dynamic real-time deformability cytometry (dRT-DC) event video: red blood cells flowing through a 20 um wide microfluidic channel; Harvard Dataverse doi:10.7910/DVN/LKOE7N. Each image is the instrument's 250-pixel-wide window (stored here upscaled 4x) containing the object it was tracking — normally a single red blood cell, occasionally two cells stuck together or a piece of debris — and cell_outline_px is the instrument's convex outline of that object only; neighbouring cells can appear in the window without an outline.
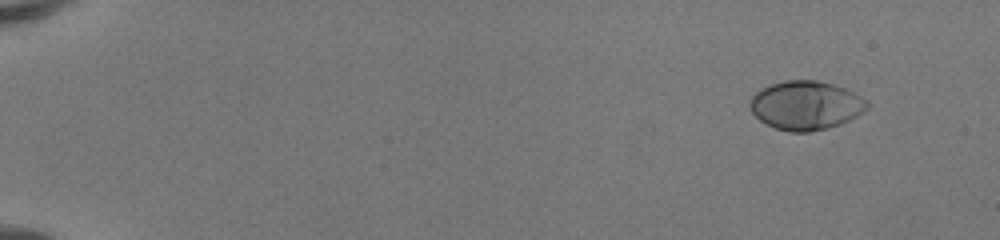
{"species": "human", "species_latin": "Homo sapiens", "temperature_condition": "room temperature", "stored_images_in_passage": 48, "camera_frame_rate_fps": 3000, "um_per_image_px": 0.085, "donor": {"sex": "female"}, "frame": {"image": 1, "passage_image": 1, "time_ms": 0.0, "image_size_px": [1000, 240], "cell_outline_px": [[868, 108], [856, 116], [840, 124], [828, 128], [808, 132], [788, 132], [776, 128], [760, 120], [752, 112], [748, 104], [752, 96], [760, 88], [784, 80], [816, 80], [832, 84], [844, 88], [860, 96], [868, 104]], "centroid_in_image_um": [68.46, 8.95], "position_along_channel_um": 16.5, "area_um2": 33.18}}
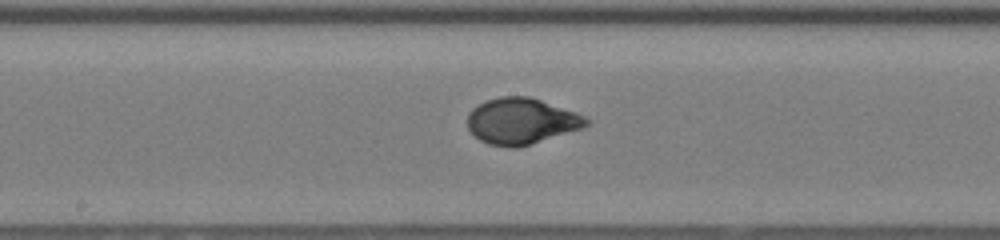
{"frame": {"image": 2, "passage_image": 26, "time_ms": 8.333, "image_size_px": [1000, 240], "cell_outline_px": [[588, 124], [584, 128], [532, 144], [516, 148], [508, 148], [488, 144], [480, 140], [468, 128], [468, 112], [472, 108], [488, 100], [500, 96], [528, 96], [576, 112], [584, 116], [588, 120]], "centroid_in_image_um": [44.32, 10.31], "position_along_channel_um": 203.9, "area_um2": 31.91}}
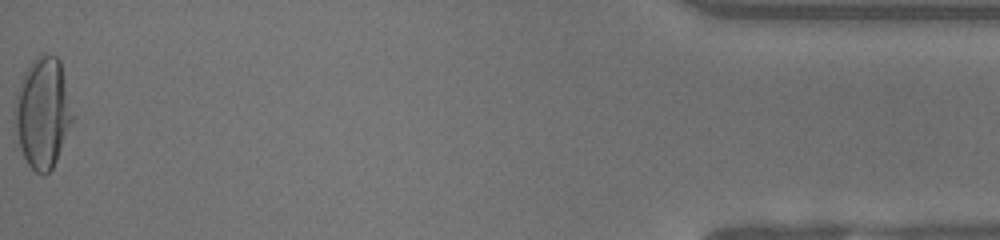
{"frame": {"image": 3, "passage_image": 48, "time_ms": 15.667, "image_size_px": [1000, 240], "cell_outline_px": [[76, 116], [56, 160], [52, 168], [44, 176], [36, 172], [28, 164], [20, 148], [16, 132], [16, 92], [24, 72], [32, 60], [40, 52], [44, 52], [56, 56], [60, 60]], "centroid_in_image_um": [3.68, 9.53], "position_along_channel_um": 431.5, "area_um2": 37.63}, "authors_computed_cell_mechanics": {"area_um2": 31.5877, "velocity_mm_per_s": 4.165, "shape_relaxation_time_tau1_ms": 3.8566, "shape_relaxation_time_tau2_ms": null, "deformation_change_tau1": 0.2227, "deformation_change_tau2": null}}